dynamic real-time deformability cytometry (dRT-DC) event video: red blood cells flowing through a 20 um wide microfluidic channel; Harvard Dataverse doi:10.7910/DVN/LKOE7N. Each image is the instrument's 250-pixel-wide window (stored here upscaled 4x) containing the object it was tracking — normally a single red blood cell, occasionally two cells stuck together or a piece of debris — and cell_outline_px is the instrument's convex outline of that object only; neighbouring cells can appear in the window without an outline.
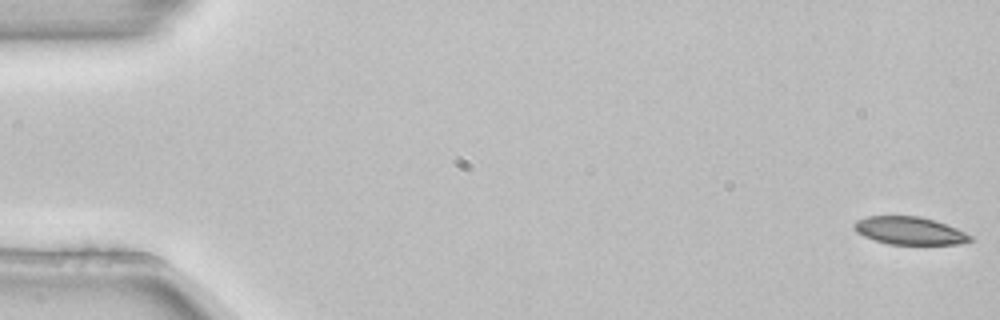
{"species": "common noctule bat (a hibernating species)", "species_latin": "Nyctalus noctula", "temperature_condition": "room temperature", "stored_images_in_passage": 4, "camera_frame_rate_fps": 3000, "um_per_image_px": 0.085, "animal": {"sex": "female", "body_mass_g": 22.7, "forearm_length_mm": 54.2}, "frame": {"image": 1, "passage_image": 1, "time_ms": 0.0, "image_size_px": [1000, 320], "cell_outline_px": [[976, 240], [960, 244], [888, 244], [864, 236], [856, 232], [852, 224], [856, 220], [868, 216], [920, 216], [936, 220], [956, 228], [972, 236]], "centroid_in_image_um": [77.33, 19.6], "position_along_channel_um": 7.7, "area_um2": 18.9}}
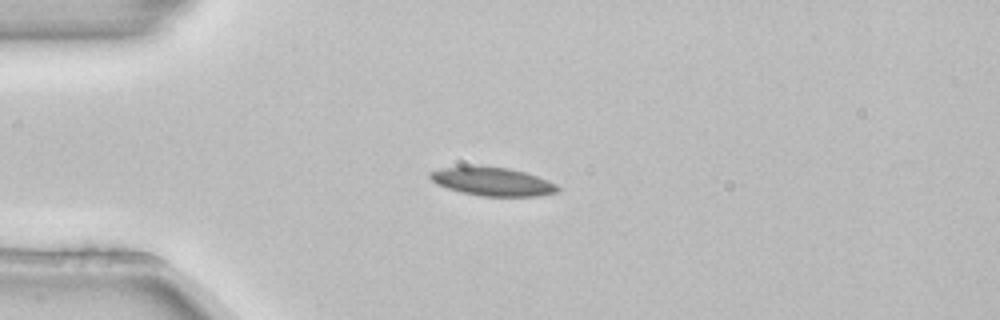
{"frame": {"image": 2, "passage_image": 4, "time_ms": 1.0, "image_size_px": [1000, 320], "cell_outline_px": [[560, 188], [556, 192], [536, 196], [480, 196], [448, 188], [436, 184], [428, 176], [428, 172], [440, 168], [508, 168], [524, 172], [548, 180], [556, 184]], "centroid_in_image_um": [41.87, 15.46], "position_along_channel_um": 43.1, "area_um2": 20.4}}